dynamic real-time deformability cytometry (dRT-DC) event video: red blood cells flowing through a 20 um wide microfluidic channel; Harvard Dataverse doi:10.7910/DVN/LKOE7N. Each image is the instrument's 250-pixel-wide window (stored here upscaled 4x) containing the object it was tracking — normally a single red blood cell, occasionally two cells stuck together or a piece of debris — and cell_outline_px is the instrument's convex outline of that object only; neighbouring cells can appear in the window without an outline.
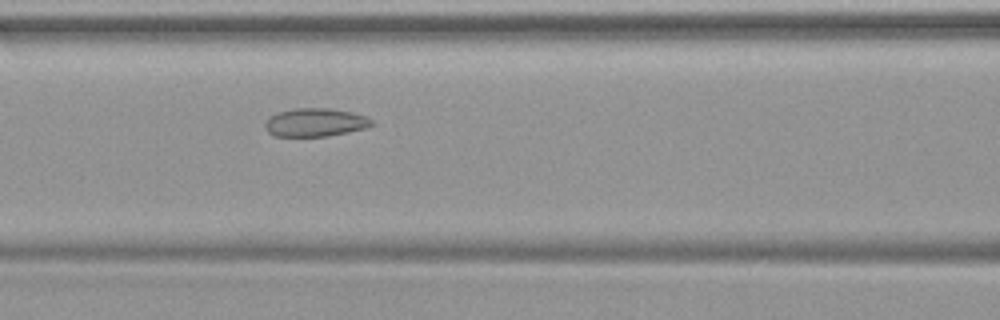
{"species": "common noctule bat (a hibernating species)", "species_latin": "Nyctalus noctula", "temperature_condition": "warm", "stored_images_in_passage": 30, "camera_frame_rate_fps": 3000, "um_per_image_px": 0.085, "animal": {"sex": "female", "body_mass_g": 19.9}, "frame": {"image": 1, "passage_image": 6, "time_ms": 1.667, "image_size_px": [1000, 320], "cell_outline_px": [[372, 124], [364, 128], [348, 132], [328, 136], [272, 136], [264, 128], [264, 124], [272, 116], [280, 112], [296, 108], [332, 108], [352, 112], [368, 116], [372, 120]], "centroid_in_image_um": [26.81, 10.4], "position_along_channel_um": 139.8, "area_um2": 17.51}}
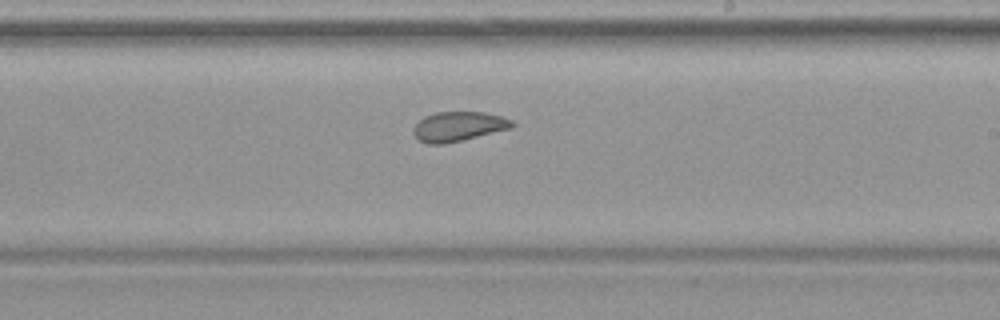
{"frame": {"image": 2, "passage_image": 14, "time_ms": 4.333, "image_size_px": [1000, 320], "cell_outline_px": [[516, 124], [512, 128], [444, 144], [428, 144], [420, 140], [412, 132], [412, 128], [424, 116], [436, 112], [484, 112], [500, 116], [512, 120]], "centroid_in_image_um": [38.96, 10.74], "position_along_channel_um": 250.0, "area_um2": 16.94}}
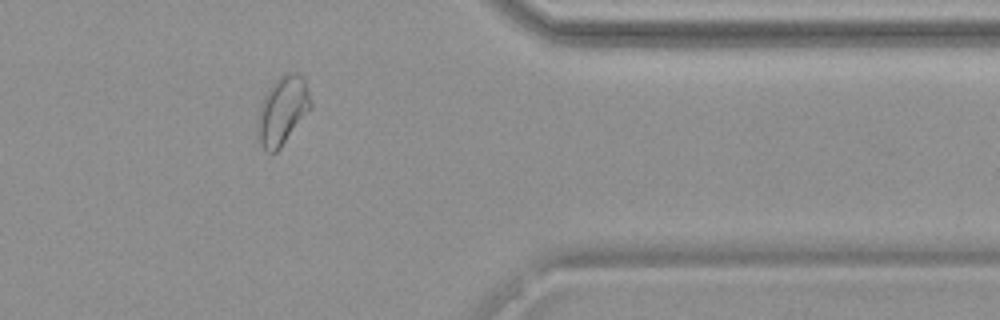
{"frame": {"image": 3, "passage_image": 25, "time_ms": 8.0, "image_size_px": [1000, 320], "cell_outline_px": [[312, 108], [280, 148], [276, 152], [268, 152], [264, 148], [256, 132], [256, 120], [264, 96], [268, 88], [280, 76], [292, 72], [296, 72], [304, 76], [308, 88], [312, 104]], "centroid_in_image_um": [24.03, 9.38], "position_along_channel_um": 387.4, "area_um2": 21.21}}